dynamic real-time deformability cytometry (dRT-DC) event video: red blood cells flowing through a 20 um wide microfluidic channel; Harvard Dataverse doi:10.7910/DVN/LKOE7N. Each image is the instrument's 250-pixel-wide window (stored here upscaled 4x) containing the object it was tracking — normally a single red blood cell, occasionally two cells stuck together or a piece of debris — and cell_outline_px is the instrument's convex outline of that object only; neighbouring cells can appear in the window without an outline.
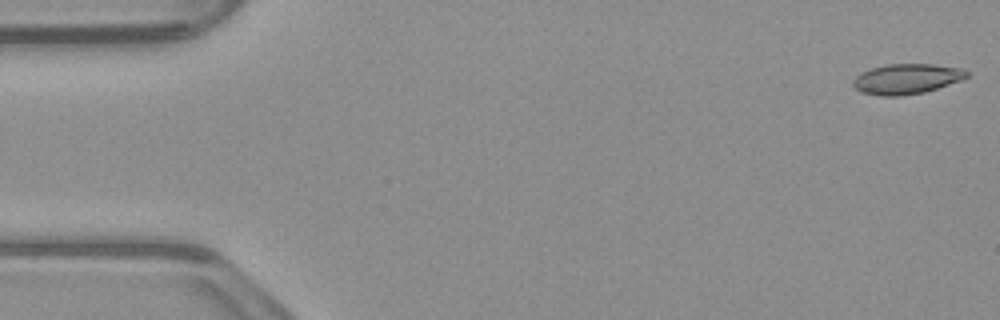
{"species": "common noctule bat (a hibernating species)", "species_latin": "Nyctalus noctula", "temperature_condition": "warm", "stored_images_in_passage": 53, "camera_frame_rate_fps": 3000, "um_per_image_px": 0.085, "animal": {"sex": "male", "body_mass_g": 23.1, "forearm_length_mm": 52.7}, "frame": {"image": 1, "passage_image": 1, "time_ms": 0.0, "image_size_px": [1000, 320], "cell_outline_px": [[968, 76], [960, 80], [924, 92], [900, 96], [880, 96], [860, 92], [852, 84], [852, 80], [860, 72], [872, 68], [888, 64], [932, 64], [964, 68], [968, 72]], "centroid_in_image_um": [77.03, 6.7], "position_along_channel_um": 8.0, "area_um2": 20.0}}
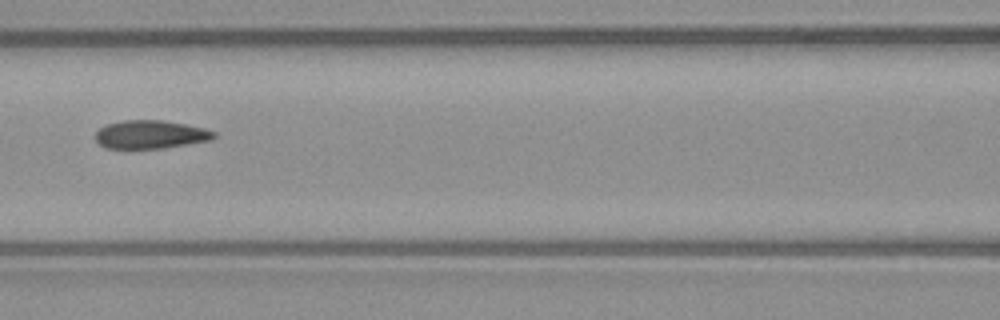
{"frame": {"image": 2, "passage_image": 23, "time_ms": 7.333, "image_size_px": [1000, 320], "cell_outline_px": [[216, 136], [212, 140], [164, 148], [104, 148], [92, 136], [100, 128], [108, 124], [124, 120], [164, 120], [204, 128], [216, 132]], "centroid_in_image_um": [12.79, 11.43], "position_along_channel_um": 153.8, "area_um2": 19.59}}
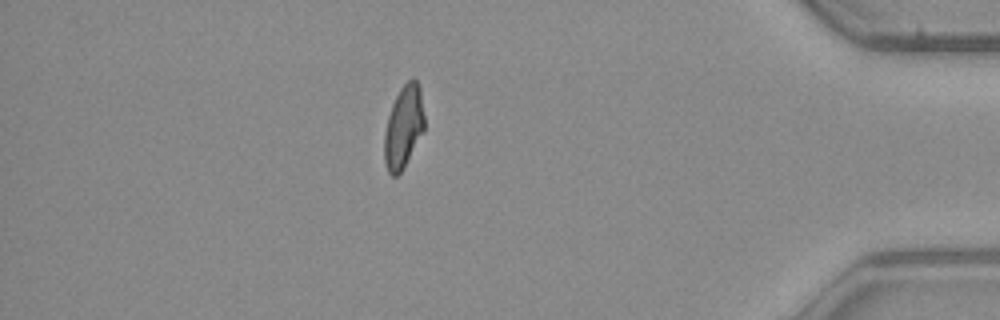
{"frame": {"image": 3, "passage_image": 46, "time_ms": 15.0, "image_size_px": [1000, 320], "cell_outline_px": [[424, 132], [404, 168], [396, 176], [392, 176], [388, 172], [384, 160], [384, 132], [388, 116], [392, 104], [400, 88], [412, 76], [416, 80], [420, 88], [424, 116]], "centroid_in_image_um": [34.3, 10.8], "position_along_channel_um": 400.9, "area_um2": 19.48}, "authors_computed_cell_mechanics": {"area_um2": 19.9988, "velocity_mm_per_s": 3.8421, "shape_relaxation_time_tau1_ms": null, "shape_relaxation_time_tau2_ms": 2.1072, "deformation_change_tau1": null, "deformation_change_tau2": 0.0705}}